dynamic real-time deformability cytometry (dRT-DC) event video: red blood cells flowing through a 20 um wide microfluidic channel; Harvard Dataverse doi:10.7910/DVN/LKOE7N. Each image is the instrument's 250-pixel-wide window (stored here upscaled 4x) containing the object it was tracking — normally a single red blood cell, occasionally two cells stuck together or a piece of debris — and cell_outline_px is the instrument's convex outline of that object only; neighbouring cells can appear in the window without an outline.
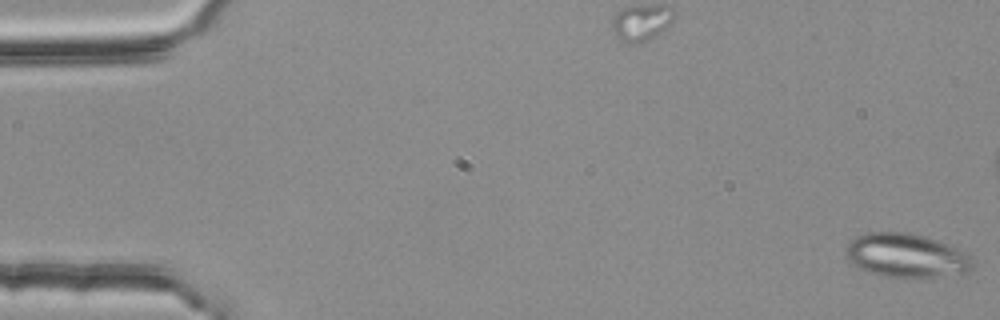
{"species": "common noctule bat (a hibernating species)", "species_latin": "Nyctalus noctula", "temperature_condition": "room temperature", "stored_images_in_passage": 55, "segment_of_instrument_passage": [1, 2], "camera_frame_rate_fps": 3000, "um_per_image_px": 0.085, "animal": {"sex": "female", "body_mass_g": 25.1}, "frame": {"image": 1, "passage_image": 1, "time_ms": 0.0, "image_size_px": [1000, 320], "cell_outline_px": [[976, 264], [972, 268], [964, 272], [916, 280], [904, 280], [880, 276], [868, 272], [852, 264], [848, 256], [848, 244], [856, 236], [864, 232], [908, 232], [924, 236], [948, 244], [968, 252], [976, 260]], "centroid_in_image_um": [77.1, 21.76], "position_along_channel_um": 7.9, "area_um2": 33.29}}